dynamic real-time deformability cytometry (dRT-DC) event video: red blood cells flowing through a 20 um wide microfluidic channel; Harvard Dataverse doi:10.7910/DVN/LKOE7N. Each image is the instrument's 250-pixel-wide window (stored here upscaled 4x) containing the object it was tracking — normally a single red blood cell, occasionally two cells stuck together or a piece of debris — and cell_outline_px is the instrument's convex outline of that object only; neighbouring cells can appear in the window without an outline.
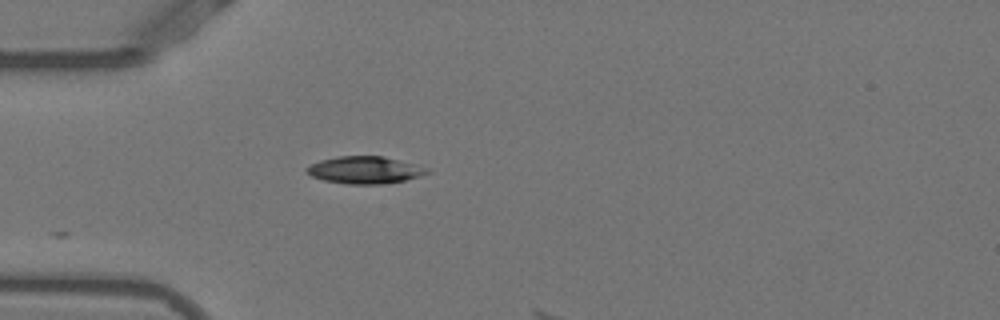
{"species": "Egyptian fruit bat (a non-hibernating species)", "species_latin": "Rousettus aegyptiacus", "temperature_condition": "warm", "stored_images_in_passage": 3, "camera_frame_rate_fps": 3000, "um_per_image_px": 0.085, "animal": {"sex": "female"}, "frame": {"image": 1, "passage_image": 1, "time_ms": 0.0, "image_size_px": [1000, 320], "cell_outline_px": [[432, 172], [420, 176], [404, 180], [380, 184], [348, 184], [324, 180], [312, 176], [304, 168], [320, 160], [340, 156], [384, 156], [428, 168]], "centroid_in_image_um": [31.02, 14.45], "position_along_channel_um": 54.0, "area_um2": 18.9}}